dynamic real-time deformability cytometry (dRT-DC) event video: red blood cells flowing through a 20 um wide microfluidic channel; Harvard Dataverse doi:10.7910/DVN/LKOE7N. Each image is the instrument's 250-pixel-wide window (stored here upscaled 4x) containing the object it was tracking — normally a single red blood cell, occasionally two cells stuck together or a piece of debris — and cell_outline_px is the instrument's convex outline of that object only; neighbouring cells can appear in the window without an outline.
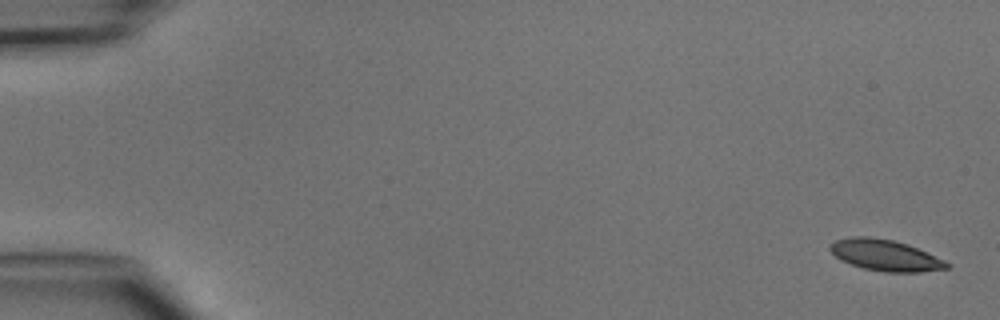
{"species": "common noctule bat (a hibernating species)", "species_latin": "Nyctalus noctula", "temperature_condition": "cold", "stored_images_in_passage": 6, "camera_frame_rate_fps": 3000, "um_per_image_px": 0.085, "animal": {"sex": "male", "body_mass_g": 15.6}, "frame": {"image": 1, "passage_image": 1, "time_ms": 0.0, "image_size_px": [1000, 320], "cell_outline_px": [[948, 268], [920, 272], [884, 272], [864, 268], [840, 260], [828, 248], [828, 244], [836, 240], [852, 236], [868, 236], [892, 240], [908, 244], [944, 260], [948, 264]], "centroid_in_image_um": [75.2, 21.69], "position_along_channel_um": 9.8, "area_um2": 21.04}}
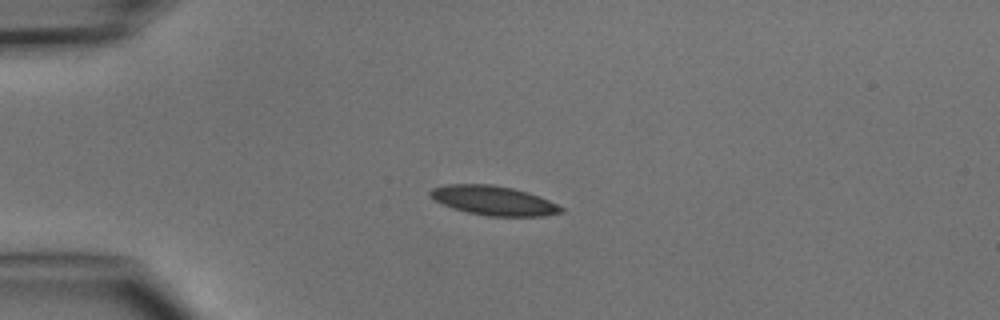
{"frame": {"image": 2, "passage_image": 4, "time_ms": 3.667, "image_size_px": [1000, 320], "cell_outline_px": [[564, 212], [544, 216], [488, 216], [468, 212], [452, 208], [428, 196], [428, 192], [432, 188], [448, 184], [492, 184], [512, 188], [528, 192], [540, 196], [564, 208]], "centroid_in_image_um": [41.96, 17.04], "position_along_channel_um": 43.0, "area_um2": 22.37}}